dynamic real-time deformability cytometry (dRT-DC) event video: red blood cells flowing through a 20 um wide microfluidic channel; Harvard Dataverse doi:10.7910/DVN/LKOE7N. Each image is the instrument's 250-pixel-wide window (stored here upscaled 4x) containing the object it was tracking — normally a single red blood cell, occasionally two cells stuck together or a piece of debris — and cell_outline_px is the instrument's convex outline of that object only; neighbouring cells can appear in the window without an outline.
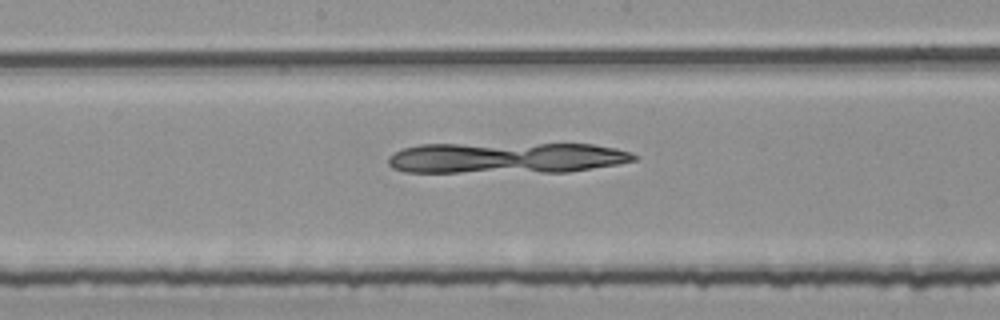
{"species": "common noctule bat (a hibernating species)", "species_latin": "Nyctalus noctula", "temperature_condition": "room temperature", "stored_images_in_passage": 52, "camera_frame_rate_fps": 3000, "um_per_image_px": 0.085, "animal": {"sex": "female", "body_mass_g": 25.1}, "frame": {"image": 1, "passage_image": 27, "time_ms": 8.667, "image_size_px": [1000, 320], "cell_outline_px": [[640, 156], [636, 160], [616, 164], [568, 172], [404, 172], [392, 168], [388, 164], [388, 156], [400, 148], [420, 144], [592, 144], [616, 148], [632, 152]], "centroid_in_image_um": [43.02, 13.41], "position_along_channel_um": 205.2, "area_um2": 44.8}}
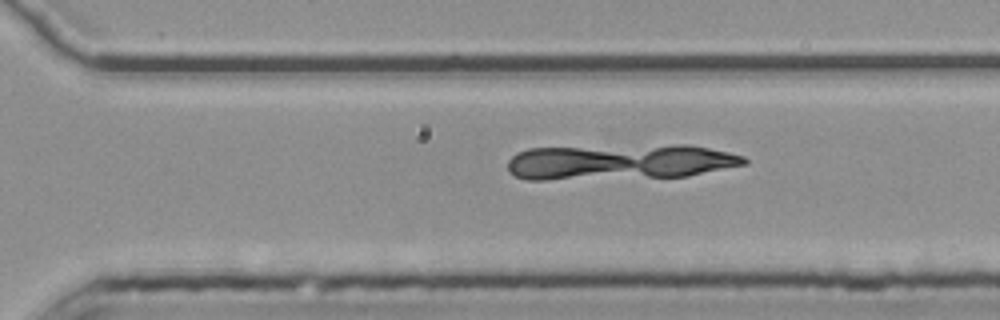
{"frame": {"image": 2, "passage_image": 36, "time_ms": 11.667, "image_size_px": [1000, 320], "cell_outline_px": [[748, 164], [688, 176], [548, 180], [528, 180], [516, 176], [508, 172], [508, 160], [516, 152], [528, 148], [672, 144], [688, 144], [728, 152], [744, 156], [748, 160]], "centroid_in_image_um": [52.67, 13.76], "position_along_channel_um": 317.9, "area_um2": 49.53}}
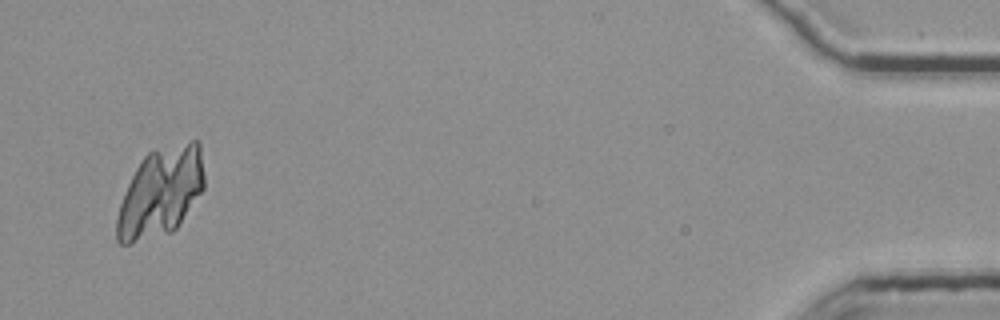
{"frame": {"image": 3, "passage_image": 51, "time_ms": 16.667, "image_size_px": [1000, 320], "cell_outline_px": [[204, 188], [176, 228], [172, 232], [128, 244], [120, 244], [116, 240], [116, 220], [120, 204], [124, 192], [140, 160], [148, 152], [188, 140], [196, 140], [200, 144], [204, 176]], "centroid_in_image_um": [13.64, 16.34], "position_along_channel_um": 421.6, "area_um2": 45.26}}